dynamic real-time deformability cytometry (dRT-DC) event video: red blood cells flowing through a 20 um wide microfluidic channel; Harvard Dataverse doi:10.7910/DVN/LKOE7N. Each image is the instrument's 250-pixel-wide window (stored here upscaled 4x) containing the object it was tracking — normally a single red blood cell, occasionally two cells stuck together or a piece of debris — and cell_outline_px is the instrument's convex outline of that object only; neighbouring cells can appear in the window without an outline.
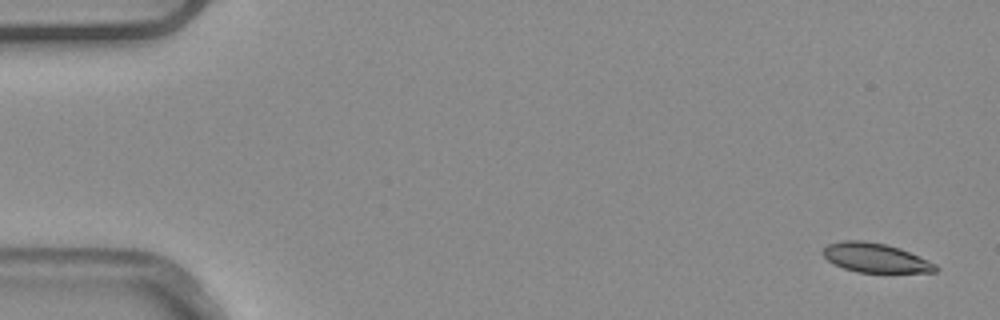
{"species": "common noctule bat (a hibernating species)", "species_latin": "Nyctalus noctula", "temperature_condition": "warm", "stored_images_in_passage": 6, "camera_frame_rate_fps": 3000, "um_per_image_px": 0.085, "animal": {"sex": "male", "body_mass_g": 20.4}, "frame": {"image": 1, "passage_image": 1, "time_ms": 0.0, "image_size_px": [1000, 320], "cell_outline_px": [[940, 268], [936, 272], [856, 272], [844, 268], [828, 260], [820, 252], [828, 244], [844, 240], [864, 240], [888, 244], [900, 248], [936, 264]], "centroid_in_image_um": [74.41, 21.9], "position_along_channel_um": 10.6, "area_um2": 19.19}}